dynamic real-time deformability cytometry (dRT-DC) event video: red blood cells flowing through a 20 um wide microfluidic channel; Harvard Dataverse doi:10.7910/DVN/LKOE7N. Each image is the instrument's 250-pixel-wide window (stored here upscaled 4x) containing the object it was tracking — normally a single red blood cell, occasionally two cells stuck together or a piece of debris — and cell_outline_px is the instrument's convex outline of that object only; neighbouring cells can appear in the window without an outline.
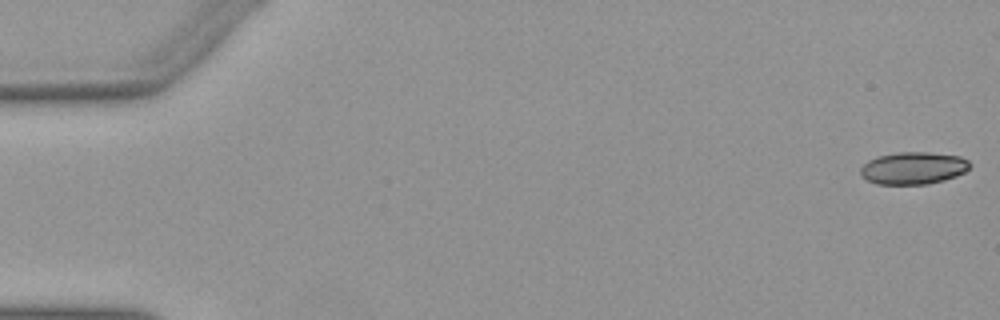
{"species": "Egyptian fruit bat (a non-hibernating species)", "species_latin": "Rousettus aegyptiacus", "temperature_condition": "warm", "stored_images_in_passage": 52, "camera_frame_rate_fps": 3000, "um_per_image_px": 0.085, "animal": {"sex": "female"}, "frame": {"image": 1, "passage_image": 1, "time_ms": 0.0, "image_size_px": [1000, 320], "cell_outline_px": [[972, 164], [964, 172], [956, 176], [944, 180], [928, 184], [876, 184], [860, 176], [860, 168], [868, 160], [876, 156], [896, 152], [928, 152], [960, 156], [968, 160]], "centroid_in_image_um": [77.61, 14.28], "position_along_channel_um": 7.4, "area_um2": 20.75}}
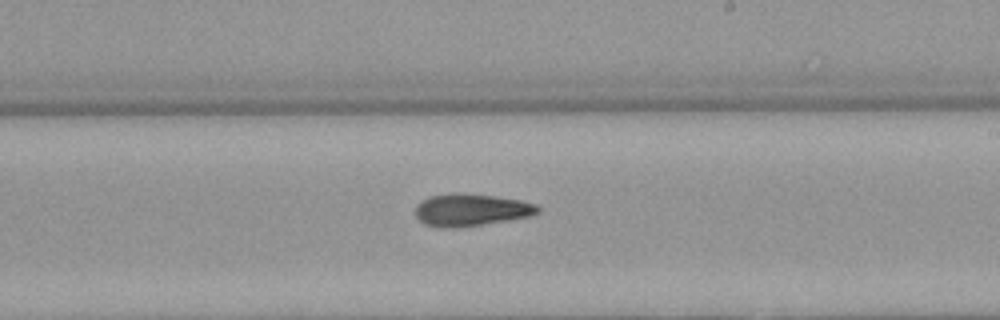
{"frame": {"image": 2, "passage_image": 31, "time_ms": 10.0, "image_size_px": [1000, 320], "cell_outline_px": [[540, 212], [532, 216], [460, 228], [440, 228], [424, 224], [416, 216], [416, 204], [420, 200], [428, 196], [452, 192], [456, 192], [492, 196], [520, 200], [536, 204], [540, 208]], "centroid_in_image_um": [40.01, 17.84], "position_along_channel_um": 249.0, "area_um2": 23.35}}
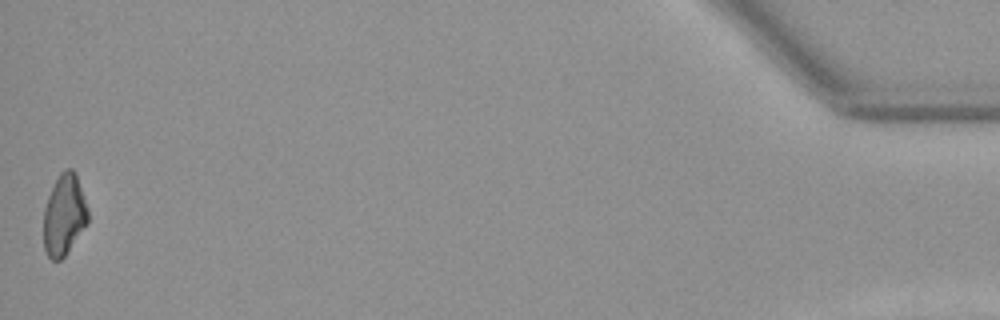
{"frame": {"image": 3, "passage_image": 52, "time_ms": 17.0, "image_size_px": [1000, 320], "cell_outline_px": [[88, 224], [64, 256], [60, 260], [52, 260], [48, 256], [44, 248], [44, 208], [48, 196], [60, 172], [64, 168], [72, 168], [76, 176], [88, 208]], "centroid_in_image_um": [5.45, 18.28], "position_along_channel_um": 429.7, "area_um2": 20.81}, "authors_computed_cell_mechanics": {"area_um2": 22.1663, "velocity_mm_per_s": 3.9538, "shape_relaxation_time_tau1_ms": null, "shape_relaxation_time_tau2_ms": 9.3274, "deformation_change_tau1": null, "deformation_change_tau2": 0.2062}}